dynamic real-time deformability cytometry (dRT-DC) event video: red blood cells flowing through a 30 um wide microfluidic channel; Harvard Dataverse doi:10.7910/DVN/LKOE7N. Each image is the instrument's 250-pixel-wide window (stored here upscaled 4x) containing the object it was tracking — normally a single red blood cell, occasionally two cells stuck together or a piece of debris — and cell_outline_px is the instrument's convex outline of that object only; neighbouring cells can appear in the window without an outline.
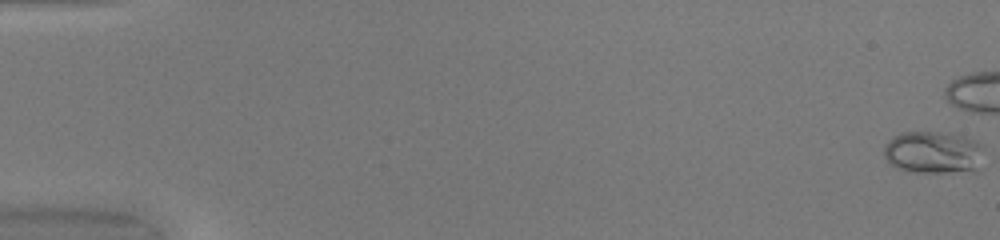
{"species": "common noctule bat (a hibernating species)", "species_latin": "Nyctalus noctula", "temperature_condition": "warm", "stored_images_in_passage": 42, "camera_frame_rate_fps": 3000, "um_per_image_px": 0.085, "animal": {"sex": "female", "body_mass_g": 20.0, "forearm_length_mm": 54.0}, "frame": {"image": 1, "passage_image": 1, "time_ms": 0.0, "image_size_px": [1000, 240], "cell_outline_px": [[984, 148], [980, 172], [908, 172], [896, 168], [888, 164], [884, 156], [884, 144], [892, 136], [904, 132], [952, 132], [976, 140], [984, 144]], "centroid_in_image_um": [79.38, 12.96], "position_along_channel_um": 5.6, "area_um2": 25.78}}